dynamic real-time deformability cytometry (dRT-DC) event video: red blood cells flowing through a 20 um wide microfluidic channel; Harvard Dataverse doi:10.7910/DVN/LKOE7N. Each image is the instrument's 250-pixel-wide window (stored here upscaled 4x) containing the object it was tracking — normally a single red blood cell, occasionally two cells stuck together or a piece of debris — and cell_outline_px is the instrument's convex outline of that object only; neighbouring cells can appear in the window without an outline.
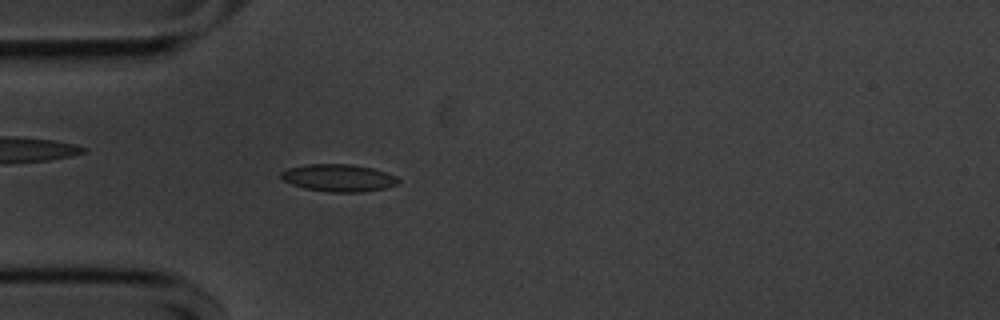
{"species": "common noctule bat (a hibernating species)", "species_latin": "Nyctalus noctula", "temperature_condition": "cold", "stored_images_in_passage": 55, "camera_frame_rate_fps": 3000, "um_per_image_px": 0.085, "animal": {"sex": "male", "body_mass_g": 20.1, "forearm_length_mm": 53.5}, "frame": {"image": 1, "passage_image": 15, "time_ms": 4.667, "image_size_px": [1000, 320], "cell_outline_px": [[400, 180], [396, 184], [384, 188], [360, 192], [332, 192], [304, 188], [292, 184], [284, 180], [280, 176], [280, 172], [288, 168], [308, 164], [352, 164], [372, 168], [396, 176]], "centroid_in_image_um": [28.76, 15.11], "position_along_channel_um": 56.2, "area_um2": 18.5}}
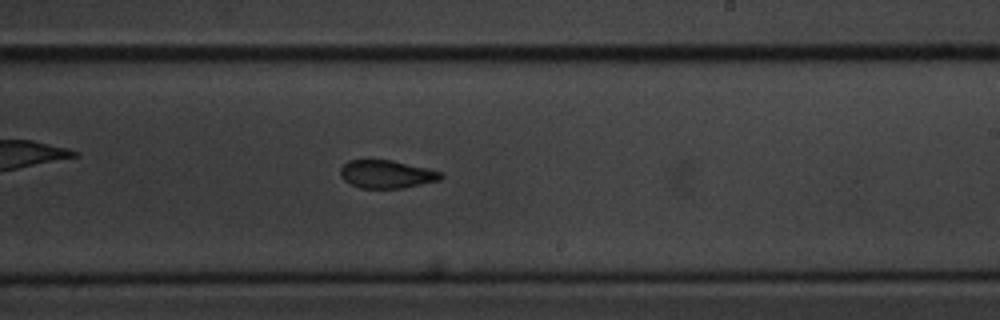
{"frame": {"image": 2, "passage_image": 32, "time_ms": 10.333, "image_size_px": [1000, 320], "cell_outline_px": [[444, 176], [440, 180], [400, 188], [360, 188], [344, 180], [340, 176], [340, 168], [348, 160], [368, 156], [392, 160], [428, 168], [440, 172]], "centroid_in_image_um": [32.79, 14.75], "position_along_channel_um": 256.2, "area_um2": 16.94}}
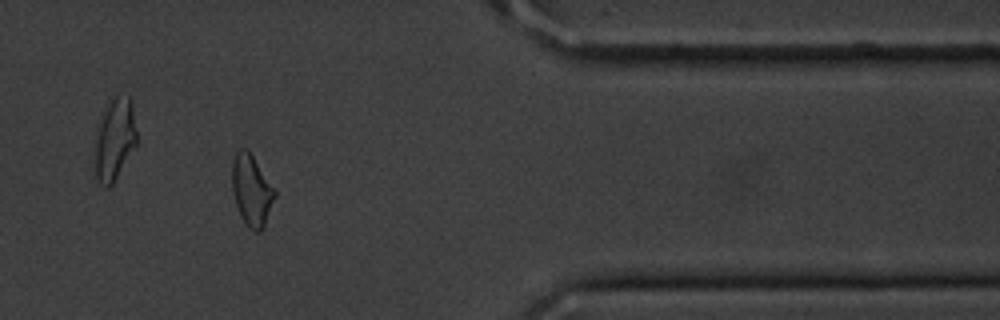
{"frame": {"image": 3, "passage_image": 45, "time_ms": 14.667, "image_size_px": [1000, 320], "cell_outline_px": [[276, 196], [264, 228], [260, 232], [256, 232], [248, 228], [240, 216], [232, 192], [232, 160], [236, 152], [240, 148], [244, 148], [252, 156], [276, 188]], "centroid_in_image_um": [21.4, 16.22], "position_along_channel_um": 390.0, "area_um2": 17.92}, "authors_computed_cell_mechanics": {"area_um2": 17.4556, "velocity_mm_per_s": 3.5938, "shape_relaxation_time_tau1_ms": 3.3762, "shape_relaxation_time_tau2_ms": 3.2152, "deformation_change_tau1": 0.1017, "deformation_change_tau2": 0.0715}}